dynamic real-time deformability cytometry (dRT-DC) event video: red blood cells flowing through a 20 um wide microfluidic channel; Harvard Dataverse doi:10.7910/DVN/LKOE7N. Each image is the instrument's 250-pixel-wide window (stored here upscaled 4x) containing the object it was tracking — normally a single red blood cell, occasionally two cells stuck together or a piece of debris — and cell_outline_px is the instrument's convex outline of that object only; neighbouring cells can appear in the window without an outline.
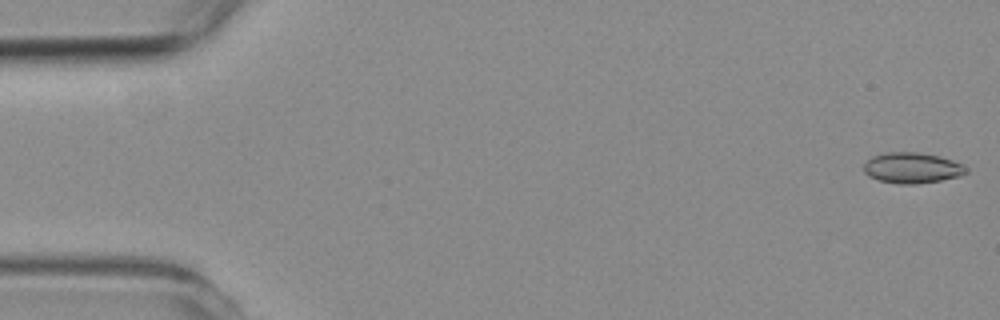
{"species": "common noctule bat (a hibernating species)", "species_latin": "Nyctalus noctula", "temperature_condition": "room temperature", "stored_images_in_passage": 57, "camera_frame_rate_fps": 3000, "um_per_image_px": 0.085, "animal": {"sex": "female", "body_mass_g": 19.3, "forearm_length_mm": 54.1}, "frame": {"image": 1, "passage_image": 1, "time_ms": 0.0, "image_size_px": [1000, 320], "cell_outline_px": [[968, 172], [960, 176], [940, 180], [916, 184], [900, 184], [880, 180], [868, 176], [864, 172], [864, 164], [872, 156], [884, 152], [920, 152], [940, 156], [964, 164], [968, 168]], "centroid_in_image_um": [77.55, 14.26], "position_along_channel_um": 7.5, "area_um2": 18.44}}
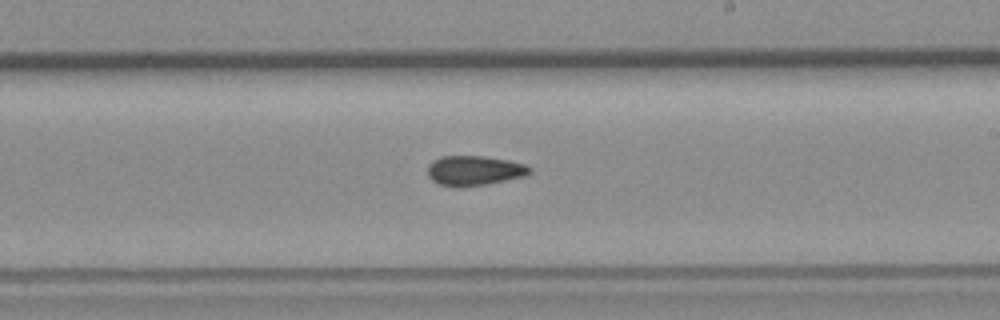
{"frame": {"image": 2, "passage_image": 33, "time_ms": 10.667, "image_size_px": [1000, 320], "cell_outline_px": [[532, 172], [524, 176], [488, 184], [460, 188], [456, 188], [440, 184], [432, 180], [428, 176], [428, 164], [432, 160], [440, 156], [484, 156], [508, 160], [524, 164], [532, 168]], "centroid_in_image_um": [40.29, 14.51], "position_along_channel_um": 248.7, "area_um2": 17.98}}
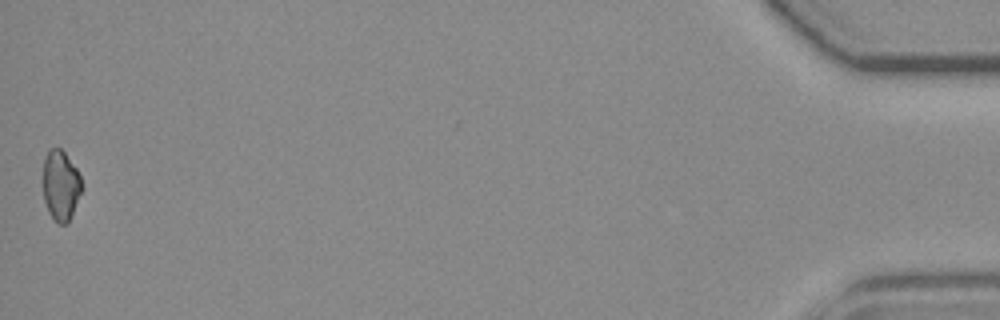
{"frame": {"image": 3, "passage_image": 57, "time_ms": 18.667, "image_size_px": [1000, 320], "cell_outline_px": [[80, 192], [68, 224], [60, 224], [48, 212], [44, 200], [40, 184], [44, 160], [48, 148], [60, 148], [64, 152], [76, 168], [80, 176]], "centroid_in_image_um": [5.08, 15.73], "position_along_channel_um": 430.1, "area_um2": 15.95}, "authors_computed_cell_mechanics": {"area_um2": 17.5134, "velocity_mm_per_s": 3.5685, "shape_relaxation_time_tau1_ms": null, "shape_relaxation_time_tau2_ms": 4.2894, "deformation_change_tau1": null, "deformation_change_tau2": 0.0981}}